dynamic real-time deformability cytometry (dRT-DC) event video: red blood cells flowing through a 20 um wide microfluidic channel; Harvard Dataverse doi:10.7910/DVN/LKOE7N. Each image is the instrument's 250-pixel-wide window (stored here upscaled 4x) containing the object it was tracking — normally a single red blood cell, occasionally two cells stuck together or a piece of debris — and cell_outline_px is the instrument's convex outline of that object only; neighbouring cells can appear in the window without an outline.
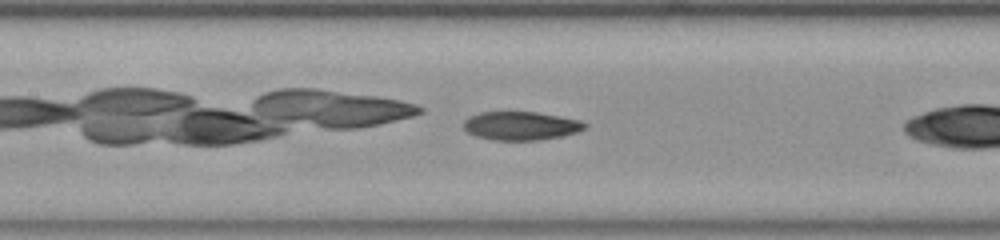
{"species": "common noctule bat (a hibernating species)", "species_latin": "Nyctalus noctula", "temperature_condition": "room temperature", "stored_images_in_passage": 25, "camera_frame_rate_fps": 3000, "um_per_image_px": 0.085, "animal": {"sex": "female", "body_mass_g": 23.0, "forearm_length_mm": 53.4}, "frame": {"image": 1, "passage_image": 8, "time_ms": 2.333, "image_size_px": [1000, 240], "cell_outline_px": [[588, 124], [584, 128], [576, 132], [560, 136], [540, 140], [492, 140], [476, 136], [468, 132], [464, 128], [464, 120], [468, 116], [480, 112], [536, 112], [560, 116], [580, 120]], "centroid_in_image_um": [44.25, 10.69], "position_along_channel_um": 163.1, "area_um2": 20.11}}
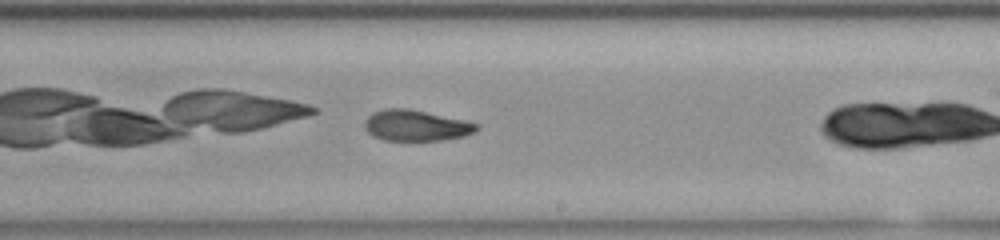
{"frame": {"image": 2, "passage_image": 15, "time_ms": 4.667, "image_size_px": [1000, 240], "cell_outline_px": [[480, 128], [476, 132], [464, 136], [440, 140], [384, 140], [372, 136], [364, 128], [364, 120], [372, 112], [384, 108], [408, 108], [480, 124]], "centroid_in_image_um": [35.33, 10.66], "position_along_channel_um": 253.7, "area_um2": 20.23}}
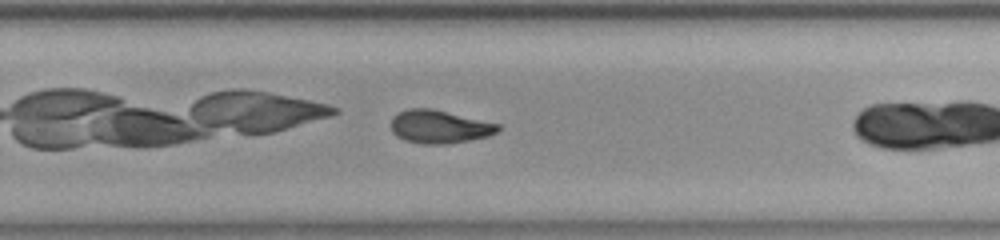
{"frame": {"image": 3, "passage_image": 18, "time_ms": 5.667, "image_size_px": [1000, 240], "cell_outline_px": [[500, 128], [496, 132], [488, 136], [448, 144], [424, 144], [404, 140], [396, 136], [392, 132], [392, 116], [408, 108], [432, 108], [500, 124]], "centroid_in_image_um": [37.33, 10.77], "position_along_channel_um": 292.5, "area_um2": 20.63}}